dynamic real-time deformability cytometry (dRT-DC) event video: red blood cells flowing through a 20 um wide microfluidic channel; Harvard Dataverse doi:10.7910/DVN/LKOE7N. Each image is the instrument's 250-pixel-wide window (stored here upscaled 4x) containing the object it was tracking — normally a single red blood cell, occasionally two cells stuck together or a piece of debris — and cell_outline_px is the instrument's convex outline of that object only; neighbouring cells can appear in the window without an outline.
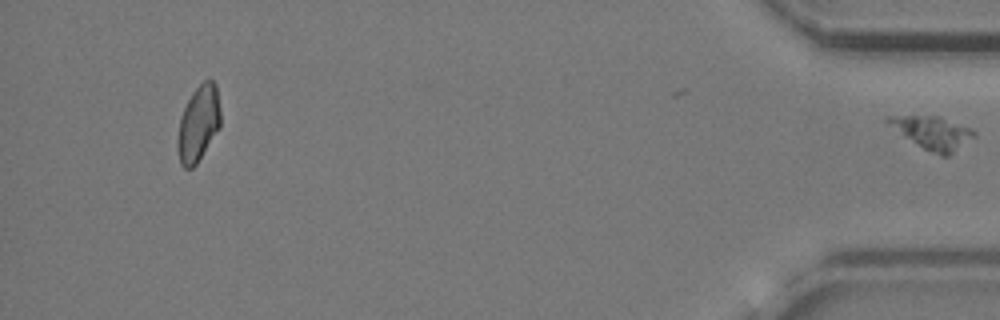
{"species": "common noctule bat (a hibernating species)", "species_latin": "Nyctalus noctula", "temperature_condition": "cold", "stored_images_in_passage": 40, "segment_of_instrument_passage": [2, 2], "camera_frame_rate_fps": 3000, "um_per_image_px": 0.085, "animal": {"sex": "female", "body_mass_g": 24.6, "forearm_length_mm": 56.2}, "frame": {"image": 1, "passage_image": 40, "time_ms": 13.0, "image_size_px": [1000, 320], "cell_outline_px": [[976, 136], [948, 156], [940, 156], [924, 148], [912, 140], [884, 120], [884, 116], [940, 116], [972, 128], [976, 132]], "centroid_in_image_um": [79.35, 11.27], "position_along_channel_um": 355.9, "area_um2": 16.01}}